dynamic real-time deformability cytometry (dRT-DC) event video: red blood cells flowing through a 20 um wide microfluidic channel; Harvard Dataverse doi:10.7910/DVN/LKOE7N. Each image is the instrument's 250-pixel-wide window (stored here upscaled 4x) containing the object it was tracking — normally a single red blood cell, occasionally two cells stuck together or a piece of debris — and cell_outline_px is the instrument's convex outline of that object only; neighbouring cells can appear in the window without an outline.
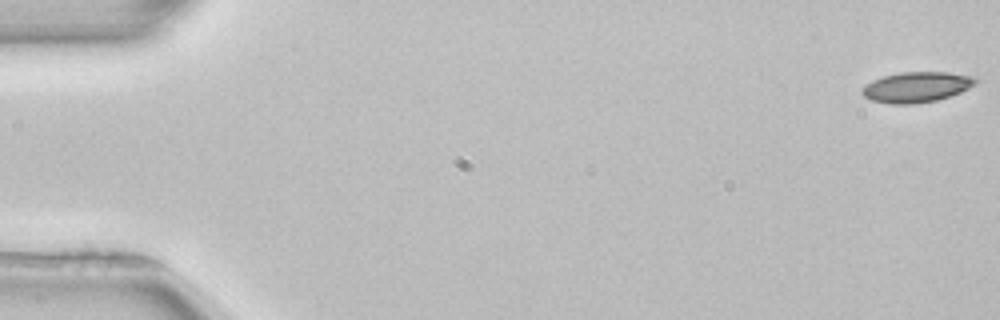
{"species": "common noctule bat (a hibernating species)", "species_latin": "Nyctalus noctula", "temperature_condition": "room temperature", "stored_images_in_passage": 8, "camera_frame_rate_fps": 3000, "um_per_image_px": 0.085, "animal": {"sex": "female", "body_mass_g": 22.7, "forearm_length_mm": 54.2}, "frame": {"image": 1, "passage_image": 1, "time_ms": 0.0, "image_size_px": [1000, 320], "cell_outline_px": [[980, 80], [976, 84], [960, 92], [936, 100], [916, 104], [888, 104], [872, 100], [864, 96], [860, 92], [860, 88], [864, 84], [872, 80], [884, 76], [900, 72], [948, 72], [972, 76]], "centroid_in_image_um": [77.87, 7.4], "position_along_channel_um": 7.1, "area_um2": 20.29}}